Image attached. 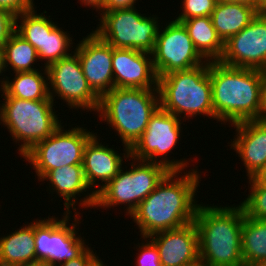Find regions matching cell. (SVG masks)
I'll return each mask as SVG.
<instances>
[{"instance_id":"7bdbcfd3","label":"cell","mask_w":266,"mask_h":266,"mask_svg":"<svg viewBox=\"0 0 266 266\" xmlns=\"http://www.w3.org/2000/svg\"><path fill=\"white\" fill-rule=\"evenodd\" d=\"M25 266H49V265L46 263L38 262V263H34V264H28Z\"/></svg>"},{"instance_id":"ab89813d","label":"cell","mask_w":266,"mask_h":266,"mask_svg":"<svg viewBox=\"0 0 266 266\" xmlns=\"http://www.w3.org/2000/svg\"><path fill=\"white\" fill-rule=\"evenodd\" d=\"M4 71H6L5 59H4V49L0 48V75L3 74Z\"/></svg>"},{"instance_id":"2e32d148","label":"cell","mask_w":266,"mask_h":266,"mask_svg":"<svg viewBox=\"0 0 266 266\" xmlns=\"http://www.w3.org/2000/svg\"><path fill=\"white\" fill-rule=\"evenodd\" d=\"M114 88L158 89V76L151 53L113 48Z\"/></svg>"},{"instance_id":"52a82bcc","label":"cell","mask_w":266,"mask_h":266,"mask_svg":"<svg viewBox=\"0 0 266 266\" xmlns=\"http://www.w3.org/2000/svg\"><path fill=\"white\" fill-rule=\"evenodd\" d=\"M131 168L118 174L96 193L95 208H111L126 205V214L131 215L138 205L151 194L162 179L170 172L165 166L135 160ZM137 162V164H136Z\"/></svg>"},{"instance_id":"5b68a950","label":"cell","mask_w":266,"mask_h":266,"mask_svg":"<svg viewBox=\"0 0 266 266\" xmlns=\"http://www.w3.org/2000/svg\"><path fill=\"white\" fill-rule=\"evenodd\" d=\"M160 108L184 119L199 115L215 120L209 61L195 68L158 77ZM181 115V116H180Z\"/></svg>"},{"instance_id":"5bb4252c","label":"cell","mask_w":266,"mask_h":266,"mask_svg":"<svg viewBox=\"0 0 266 266\" xmlns=\"http://www.w3.org/2000/svg\"><path fill=\"white\" fill-rule=\"evenodd\" d=\"M221 63L266 71V16L256 17L224 43Z\"/></svg>"},{"instance_id":"1f68e13d","label":"cell","mask_w":266,"mask_h":266,"mask_svg":"<svg viewBox=\"0 0 266 266\" xmlns=\"http://www.w3.org/2000/svg\"><path fill=\"white\" fill-rule=\"evenodd\" d=\"M16 31V15L0 7V48L3 49L10 36Z\"/></svg>"},{"instance_id":"f35d334b","label":"cell","mask_w":266,"mask_h":266,"mask_svg":"<svg viewBox=\"0 0 266 266\" xmlns=\"http://www.w3.org/2000/svg\"><path fill=\"white\" fill-rule=\"evenodd\" d=\"M218 2L244 3L255 7L257 0H217Z\"/></svg>"},{"instance_id":"3957f363","label":"cell","mask_w":266,"mask_h":266,"mask_svg":"<svg viewBox=\"0 0 266 266\" xmlns=\"http://www.w3.org/2000/svg\"><path fill=\"white\" fill-rule=\"evenodd\" d=\"M198 205L194 223L198 231L199 260L211 266H244L241 205Z\"/></svg>"},{"instance_id":"8fae6325","label":"cell","mask_w":266,"mask_h":266,"mask_svg":"<svg viewBox=\"0 0 266 266\" xmlns=\"http://www.w3.org/2000/svg\"><path fill=\"white\" fill-rule=\"evenodd\" d=\"M181 124V118L159 107L150 117L140 139L130 149V157L161 164L170 171H184L189 165L188 160L168 159V154L179 143ZM159 157H162L161 160Z\"/></svg>"},{"instance_id":"9c48e42d","label":"cell","mask_w":266,"mask_h":266,"mask_svg":"<svg viewBox=\"0 0 266 266\" xmlns=\"http://www.w3.org/2000/svg\"><path fill=\"white\" fill-rule=\"evenodd\" d=\"M70 213L64 212L59 220L57 217H47L35 221V251L37 263L58 266L67 260L80 256L87 248L84 236H77L76 227L79 226L78 211L74 214V223L70 221ZM78 224V225H77Z\"/></svg>"},{"instance_id":"8d00e7d4","label":"cell","mask_w":266,"mask_h":266,"mask_svg":"<svg viewBox=\"0 0 266 266\" xmlns=\"http://www.w3.org/2000/svg\"><path fill=\"white\" fill-rule=\"evenodd\" d=\"M81 1L82 5L84 4L86 7H93V10L100 11L99 13L104 11V0H78Z\"/></svg>"},{"instance_id":"f6af8a7d","label":"cell","mask_w":266,"mask_h":266,"mask_svg":"<svg viewBox=\"0 0 266 266\" xmlns=\"http://www.w3.org/2000/svg\"><path fill=\"white\" fill-rule=\"evenodd\" d=\"M99 266H107V265H105L104 262H102Z\"/></svg>"},{"instance_id":"d6986e66","label":"cell","mask_w":266,"mask_h":266,"mask_svg":"<svg viewBox=\"0 0 266 266\" xmlns=\"http://www.w3.org/2000/svg\"><path fill=\"white\" fill-rule=\"evenodd\" d=\"M232 125L237 135L229 146L242 160L248 179L257 177L266 168V123L247 120Z\"/></svg>"},{"instance_id":"44dd1931","label":"cell","mask_w":266,"mask_h":266,"mask_svg":"<svg viewBox=\"0 0 266 266\" xmlns=\"http://www.w3.org/2000/svg\"><path fill=\"white\" fill-rule=\"evenodd\" d=\"M35 221L0 237V265L25 266L37 263Z\"/></svg>"},{"instance_id":"f546056e","label":"cell","mask_w":266,"mask_h":266,"mask_svg":"<svg viewBox=\"0 0 266 266\" xmlns=\"http://www.w3.org/2000/svg\"><path fill=\"white\" fill-rule=\"evenodd\" d=\"M182 2V13L175 19L178 22L196 17H210L214 11L217 0H183Z\"/></svg>"},{"instance_id":"83f0119b","label":"cell","mask_w":266,"mask_h":266,"mask_svg":"<svg viewBox=\"0 0 266 266\" xmlns=\"http://www.w3.org/2000/svg\"><path fill=\"white\" fill-rule=\"evenodd\" d=\"M68 32H65L58 25L53 30H44L43 49L38 53L39 61H45L43 65L47 67L51 63L68 57L73 52H70L72 39Z\"/></svg>"},{"instance_id":"7a4b0ae2","label":"cell","mask_w":266,"mask_h":266,"mask_svg":"<svg viewBox=\"0 0 266 266\" xmlns=\"http://www.w3.org/2000/svg\"><path fill=\"white\" fill-rule=\"evenodd\" d=\"M263 70L232 67L220 61L209 62L212 105L217 122L226 125L258 121Z\"/></svg>"},{"instance_id":"60d3db41","label":"cell","mask_w":266,"mask_h":266,"mask_svg":"<svg viewBox=\"0 0 266 266\" xmlns=\"http://www.w3.org/2000/svg\"><path fill=\"white\" fill-rule=\"evenodd\" d=\"M257 178L263 183L266 184V168L257 176Z\"/></svg>"},{"instance_id":"4fadbf2b","label":"cell","mask_w":266,"mask_h":266,"mask_svg":"<svg viewBox=\"0 0 266 266\" xmlns=\"http://www.w3.org/2000/svg\"><path fill=\"white\" fill-rule=\"evenodd\" d=\"M165 26L159 29L151 52L158 77L174 71L192 69L207 62L194 47L181 22L173 20Z\"/></svg>"},{"instance_id":"8992f818","label":"cell","mask_w":266,"mask_h":266,"mask_svg":"<svg viewBox=\"0 0 266 266\" xmlns=\"http://www.w3.org/2000/svg\"><path fill=\"white\" fill-rule=\"evenodd\" d=\"M0 125L7 127L13 141L22 143L18 153L23 157L37 143L50 136L61 124L53 100H24L3 97Z\"/></svg>"},{"instance_id":"836d02e7","label":"cell","mask_w":266,"mask_h":266,"mask_svg":"<svg viewBox=\"0 0 266 266\" xmlns=\"http://www.w3.org/2000/svg\"><path fill=\"white\" fill-rule=\"evenodd\" d=\"M0 7L5 8L16 16L35 7L34 0H0Z\"/></svg>"},{"instance_id":"ac0fdd59","label":"cell","mask_w":266,"mask_h":266,"mask_svg":"<svg viewBox=\"0 0 266 266\" xmlns=\"http://www.w3.org/2000/svg\"><path fill=\"white\" fill-rule=\"evenodd\" d=\"M97 137H99L97 133L96 135L94 133L86 143L82 164L86 181L96 193L118 174L124 163L123 158L126 160L130 158V149L128 147L123 148L125 153L122 155V153H117L118 151L113 148H108L109 145L105 146L104 143L102 145V142L100 143L99 141L100 138L98 139ZM97 186L98 189L95 190Z\"/></svg>"},{"instance_id":"b9f144b4","label":"cell","mask_w":266,"mask_h":266,"mask_svg":"<svg viewBox=\"0 0 266 266\" xmlns=\"http://www.w3.org/2000/svg\"><path fill=\"white\" fill-rule=\"evenodd\" d=\"M190 266H211V265L206 264V263L199 260L198 262H196L195 264L190 265Z\"/></svg>"},{"instance_id":"d4e9b609","label":"cell","mask_w":266,"mask_h":266,"mask_svg":"<svg viewBox=\"0 0 266 266\" xmlns=\"http://www.w3.org/2000/svg\"><path fill=\"white\" fill-rule=\"evenodd\" d=\"M241 239L244 266H259L266 259V220L245 215Z\"/></svg>"},{"instance_id":"9a60e30c","label":"cell","mask_w":266,"mask_h":266,"mask_svg":"<svg viewBox=\"0 0 266 266\" xmlns=\"http://www.w3.org/2000/svg\"><path fill=\"white\" fill-rule=\"evenodd\" d=\"M75 47L89 86L101 98L114 88L113 47L95 32L83 37Z\"/></svg>"},{"instance_id":"277c9868","label":"cell","mask_w":266,"mask_h":266,"mask_svg":"<svg viewBox=\"0 0 266 266\" xmlns=\"http://www.w3.org/2000/svg\"><path fill=\"white\" fill-rule=\"evenodd\" d=\"M159 107L158 89L113 88L100 98L97 115L116 130L122 145L131 149Z\"/></svg>"},{"instance_id":"e575fe53","label":"cell","mask_w":266,"mask_h":266,"mask_svg":"<svg viewBox=\"0 0 266 266\" xmlns=\"http://www.w3.org/2000/svg\"><path fill=\"white\" fill-rule=\"evenodd\" d=\"M136 1L138 0H104V11L133 8Z\"/></svg>"},{"instance_id":"4dcf8cb0","label":"cell","mask_w":266,"mask_h":266,"mask_svg":"<svg viewBox=\"0 0 266 266\" xmlns=\"http://www.w3.org/2000/svg\"><path fill=\"white\" fill-rule=\"evenodd\" d=\"M144 241H142V245L139 246L137 250H140L138 256L136 266H162L159 258V252L156 248V245L150 240L148 241L147 237H143Z\"/></svg>"},{"instance_id":"ee69618b","label":"cell","mask_w":266,"mask_h":266,"mask_svg":"<svg viewBox=\"0 0 266 266\" xmlns=\"http://www.w3.org/2000/svg\"><path fill=\"white\" fill-rule=\"evenodd\" d=\"M259 266H266V259Z\"/></svg>"},{"instance_id":"cb8c5ba5","label":"cell","mask_w":266,"mask_h":266,"mask_svg":"<svg viewBox=\"0 0 266 266\" xmlns=\"http://www.w3.org/2000/svg\"><path fill=\"white\" fill-rule=\"evenodd\" d=\"M186 28L194 47L206 61H219L224 52V42L217 35L211 17L203 16L185 19Z\"/></svg>"},{"instance_id":"6da1fadb","label":"cell","mask_w":266,"mask_h":266,"mask_svg":"<svg viewBox=\"0 0 266 266\" xmlns=\"http://www.w3.org/2000/svg\"><path fill=\"white\" fill-rule=\"evenodd\" d=\"M196 170L188 173L186 170L183 176L181 172L170 171L130 215L142 238L194 221L199 205L194 198L201 181Z\"/></svg>"},{"instance_id":"ffe728a7","label":"cell","mask_w":266,"mask_h":266,"mask_svg":"<svg viewBox=\"0 0 266 266\" xmlns=\"http://www.w3.org/2000/svg\"><path fill=\"white\" fill-rule=\"evenodd\" d=\"M44 180L49 181V185L51 184L49 189L52 190V193L56 191L60 198H64V212H72L70 211V207H72L74 213H76L77 210L75 204L78 203L76 196L80 197L82 196L81 194L85 195V192L87 194L83 199H79V207L93 208L95 206L96 192L90 188L86 181L83 165H70L52 169L40 180V182Z\"/></svg>"},{"instance_id":"e0dca14e","label":"cell","mask_w":266,"mask_h":266,"mask_svg":"<svg viewBox=\"0 0 266 266\" xmlns=\"http://www.w3.org/2000/svg\"><path fill=\"white\" fill-rule=\"evenodd\" d=\"M147 238L156 245L162 266H190L199 261L198 231L194 221Z\"/></svg>"},{"instance_id":"f1b7e54d","label":"cell","mask_w":266,"mask_h":266,"mask_svg":"<svg viewBox=\"0 0 266 266\" xmlns=\"http://www.w3.org/2000/svg\"><path fill=\"white\" fill-rule=\"evenodd\" d=\"M250 193L240 204L245 215L257 220H266V184L257 177L249 178Z\"/></svg>"},{"instance_id":"30bf717a","label":"cell","mask_w":266,"mask_h":266,"mask_svg":"<svg viewBox=\"0 0 266 266\" xmlns=\"http://www.w3.org/2000/svg\"><path fill=\"white\" fill-rule=\"evenodd\" d=\"M63 128L61 124L22 157L33 166L39 181L52 169L83 164L84 147L94 134L80 126Z\"/></svg>"},{"instance_id":"d590c367","label":"cell","mask_w":266,"mask_h":266,"mask_svg":"<svg viewBox=\"0 0 266 266\" xmlns=\"http://www.w3.org/2000/svg\"><path fill=\"white\" fill-rule=\"evenodd\" d=\"M258 121L266 123V71L264 72L261 93H260Z\"/></svg>"},{"instance_id":"7402d4cb","label":"cell","mask_w":266,"mask_h":266,"mask_svg":"<svg viewBox=\"0 0 266 266\" xmlns=\"http://www.w3.org/2000/svg\"><path fill=\"white\" fill-rule=\"evenodd\" d=\"M256 15V8L252 5L217 1L210 17L217 35L225 43L244 29Z\"/></svg>"},{"instance_id":"74e56055","label":"cell","mask_w":266,"mask_h":266,"mask_svg":"<svg viewBox=\"0 0 266 266\" xmlns=\"http://www.w3.org/2000/svg\"><path fill=\"white\" fill-rule=\"evenodd\" d=\"M255 8L257 15L266 16V0H257Z\"/></svg>"},{"instance_id":"603a6c76","label":"cell","mask_w":266,"mask_h":266,"mask_svg":"<svg viewBox=\"0 0 266 266\" xmlns=\"http://www.w3.org/2000/svg\"><path fill=\"white\" fill-rule=\"evenodd\" d=\"M43 73L39 70L15 72L9 81L3 78L0 83L1 97H15L24 100H52L48 91V73L44 66ZM46 75V76H42Z\"/></svg>"},{"instance_id":"7c38bea8","label":"cell","mask_w":266,"mask_h":266,"mask_svg":"<svg viewBox=\"0 0 266 266\" xmlns=\"http://www.w3.org/2000/svg\"><path fill=\"white\" fill-rule=\"evenodd\" d=\"M46 69L49 96L53 102L57 95L70 109L98 112L100 97L89 86L79 57L74 51L68 57L51 63Z\"/></svg>"},{"instance_id":"ba28073f","label":"cell","mask_w":266,"mask_h":266,"mask_svg":"<svg viewBox=\"0 0 266 266\" xmlns=\"http://www.w3.org/2000/svg\"><path fill=\"white\" fill-rule=\"evenodd\" d=\"M100 15V24L93 32L113 48L153 51L161 27L156 15L146 17L135 7L103 11Z\"/></svg>"},{"instance_id":"4316f807","label":"cell","mask_w":266,"mask_h":266,"mask_svg":"<svg viewBox=\"0 0 266 266\" xmlns=\"http://www.w3.org/2000/svg\"><path fill=\"white\" fill-rule=\"evenodd\" d=\"M36 12L33 8L18 14L16 16V32L38 52L43 49L44 30H53L57 24L53 20L51 21V16L44 15L43 12L41 14Z\"/></svg>"},{"instance_id":"d6a6232c","label":"cell","mask_w":266,"mask_h":266,"mask_svg":"<svg viewBox=\"0 0 266 266\" xmlns=\"http://www.w3.org/2000/svg\"><path fill=\"white\" fill-rule=\"evenodd\" d=\"M96 252L88 247L80 256L75 259L67 260L58 266H99L103 261L96 256Z\"/></svg>"},{"instance_id":"484cf974","label":"cell","mask_w":266,"mask_h":266,"mask_svg":"<svg viewBox=\"0 0 266 266\" xmlns=\"http://www.w3.org/2000/svg\"><path fill=\"white\" fill-rule=\"evenodd\" d=\"M5 68L9 66L15 72L35 71L38 58L37 50L16 31L4 45Z\"/></svg>"}]
</instances>
